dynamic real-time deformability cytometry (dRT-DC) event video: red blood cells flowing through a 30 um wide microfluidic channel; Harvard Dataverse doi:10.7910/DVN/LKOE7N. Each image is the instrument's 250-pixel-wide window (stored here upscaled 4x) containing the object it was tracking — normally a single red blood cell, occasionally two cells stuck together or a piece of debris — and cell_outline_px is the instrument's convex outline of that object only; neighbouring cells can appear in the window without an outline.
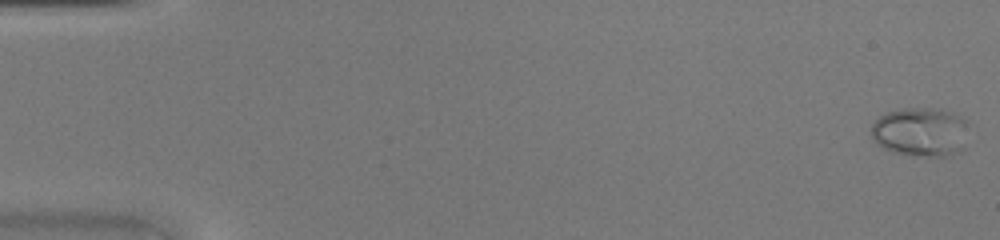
{"species": "common noctule bat (a hibernating species)", "species_latin": "Nyctalus noctula", "temperature_condition": "warm", "stored_images_in_passage": 46, "camera_frame_rate_fps": 3000, "um_per_image_px": 0.085, "animal": {"sex": "female", "body_mass_g": 20.0, "forearm_length_mm": 54.0}, "frame": {"image": 1, "passage_image": 1, "time_ms": 0.0, "image_size_px": [1000, 240], "cell_outline_px": [[968, 120], [964, 148], [956, 152], [944, 156], [928, 156], [892, 152], [876, 144], [872, 136], [872, 124], [880, 116], [888, 112], [904, 108], [940, 108], [952, 112]], "centroid_in_image_um": [78.27, 11.19], "position_along_channel_um": 6.7, "area_um2": 27.86}}
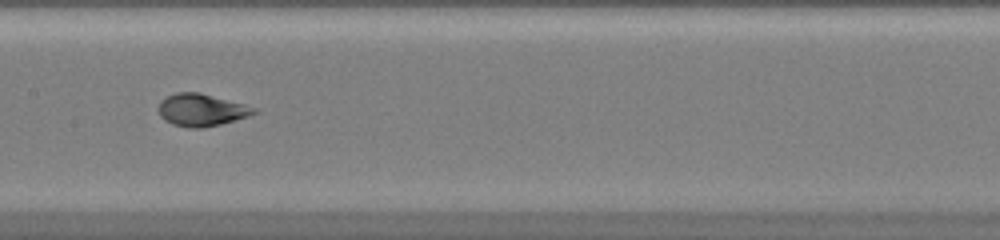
{"frame": {"image": 2, "passage_image": 24, "time_ms": 7.667, "image_size_px": [1000, 240], "cell_outline_px": [[260, 112], [248, 116], [220, 124], [200, 128], [188, 128], [172, 124], [164, 120], [160, 116], [160, 100], [176, 92], [200, 92], [244, 104], [256, 108]], "centroid_in_image_um": [17.13, 9.34], "position_along_channel_um": 190.3, "area_um2": 17.92}}
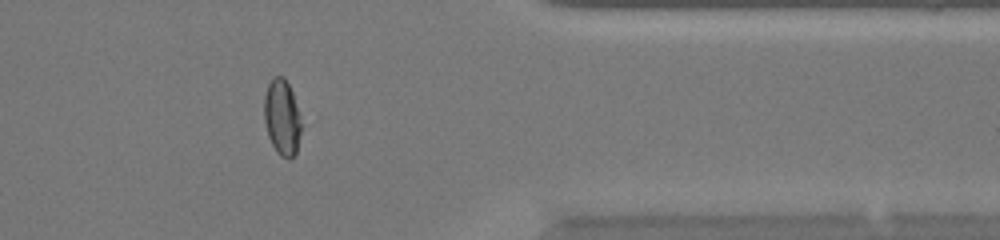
{"frame": {"image": 3, "passage_image": 38, "time_ms": 12.333, "image_size_px": [1000, 240], "cell_outline_px": [[300, 132], [296, 152], [288, 160], [280, 156], [276, 152], [268, 136], [264, 120], [264, 96], [268, 84], [272, 76], [284, 76], [292, 92], [300, 116]], "centroid_in_image_um": [23.95, 9.97], "position_along_channel_um": 387.5, "area_um2": 16.36}}